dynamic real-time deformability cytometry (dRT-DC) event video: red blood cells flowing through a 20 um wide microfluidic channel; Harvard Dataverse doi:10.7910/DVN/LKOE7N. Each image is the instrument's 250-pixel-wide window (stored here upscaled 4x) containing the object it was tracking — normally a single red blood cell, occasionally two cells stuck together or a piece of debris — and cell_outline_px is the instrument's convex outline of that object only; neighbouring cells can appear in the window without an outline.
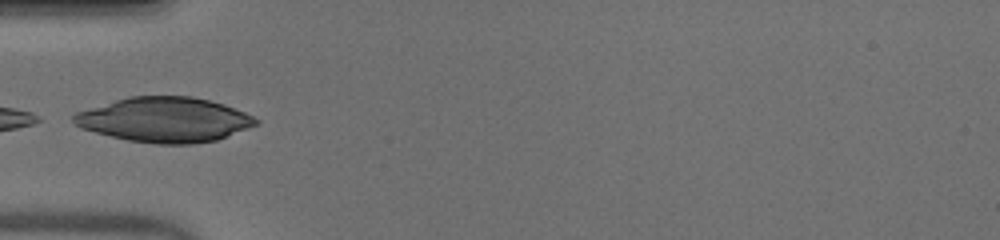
{"species": "human", "species_latin": "Homo sapiens", "temperature_condition": "warm", "stored_images_in_passage": 22, "camera_frame_rate_fps": 3000, "um_per_image_px": 0.085, "donor": {"sex": "male"}, "frame": {"image": 1, "passage_image": 1, "time_ms": 0.0, "image_size_px": [1000, 240], "cell_outline_px": [[260, 124], [216, 140], [192, 144], [156, 144], [128, 140], [80, 128], [72, 120], [72, 116], [76, 112], [128, 96], [192, 96], [224, 104], [244, 112], [260, 120]], "centroid_in_image_um": [14.01, 10.17], "position_along_channel_um": 71.0, "area_um2": 47.51}}